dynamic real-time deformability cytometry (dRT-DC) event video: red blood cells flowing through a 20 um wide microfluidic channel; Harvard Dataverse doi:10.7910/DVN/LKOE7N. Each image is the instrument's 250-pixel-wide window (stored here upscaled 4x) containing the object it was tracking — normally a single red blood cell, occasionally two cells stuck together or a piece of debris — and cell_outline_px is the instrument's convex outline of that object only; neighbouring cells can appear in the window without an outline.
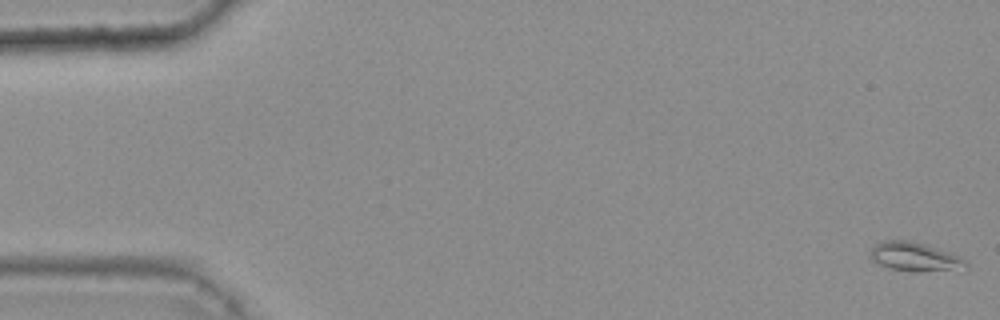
{"species": "common noctule bat (a hibernating species)", "species_latin": "Nyctalus noctula", "temperature_condition": "warm", "stored_images_in_passage": 38, "camera_frame_rate_fps": 3000, "um_per_image_px": 0.085, "animal": {"sex": "female", "body_mass_g": 25.1}, "frame": {"image": 1, "passage_image": 1, "time_ms": 0.0, "image_size_px": [1000, 320], "cell_outline_px": [[968, 268], [892, 268], [880, 264], [872, 260], [868, 256], [872, 248], [876, 244], [884, 240], [908, 240], [924, 244], [960, 256], [968, 264]], "centroid_in_image_um": [77.67, 21.74], "position_along_channel_um": 7.3, "area_um2": 14.8}}
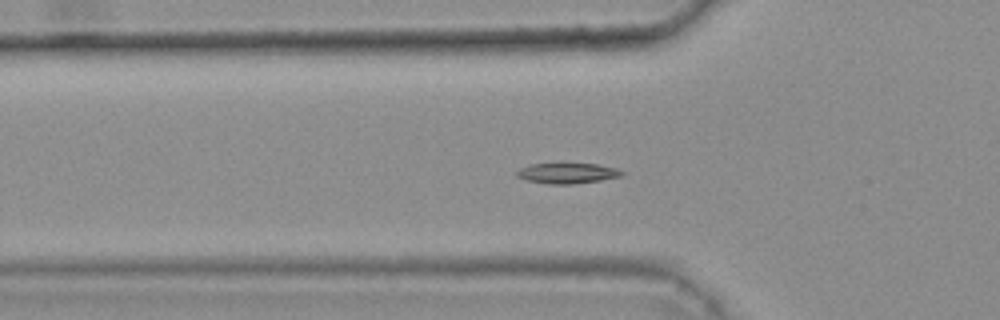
{"frame": {"image": 2, "passage_image": 18, "time_ms": 5.667, "image_size_px": [1000, 320], "cell_outline_px": [[624, 172], [620, 176], [600, 180], [572, 184], [548, 184], [528, 180], [516, 176], [516, 172], [520, 168], [532, 164], [596, 164], [616, 168]], "centroid_in_image_um": [48.2, 14.72], "position_along_channel_um": 77.6, "area_um2": 12.25}}
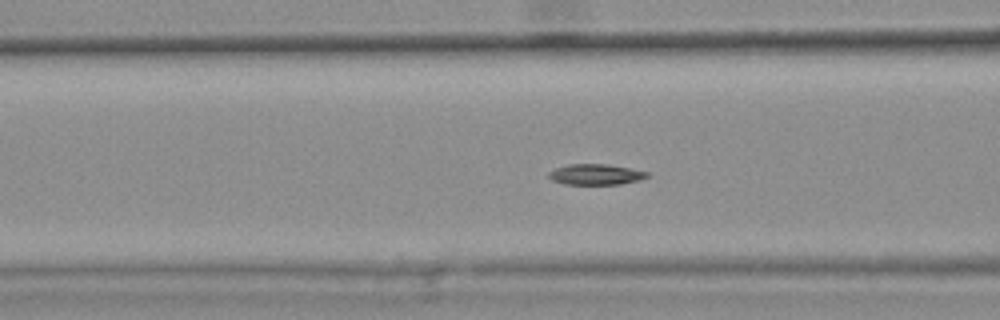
{"frame": {"image": 3, "passage_image": 21, "time_ms": 6.667, "image_size_px": [1000, 320], "cell_outline_px": [[648, 176], [640, 180], [620, 184], [564, 184], [552, 180], [548, 176], [548, 172], [556, 168], [568, 164], [608, 164], [648, 172]], "centroid_in_image_um": [50.61, 14.82], "position_along_channel_um": 116.0, "area_um2": 11.79}}